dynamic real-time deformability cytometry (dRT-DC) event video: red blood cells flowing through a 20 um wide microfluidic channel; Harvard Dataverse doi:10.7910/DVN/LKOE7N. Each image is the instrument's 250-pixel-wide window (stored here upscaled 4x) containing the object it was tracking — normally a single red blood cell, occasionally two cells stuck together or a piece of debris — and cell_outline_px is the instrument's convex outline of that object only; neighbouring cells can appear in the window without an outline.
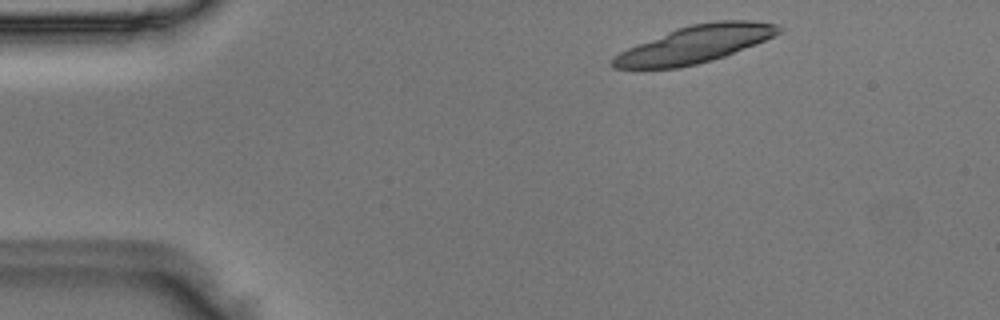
{"species": "Egyptian fruit bat (a non-hibernating species)", "species_latin": "Rousettus aegyptiacus", "temperature_condition": "room temperature", "stored_images_in_passage": 25, "camera_frame_rate_fps": 3000, "um_per_image_px": 0.085, "animal": {"sex": "male"}, "frame": {"image": 1, "passage_image": 1, "time_ms": 0.0, "image_size_px": [1000, 320], "cell_outline_px": [[780, 32], [764, 40], [724, 56], [712, 60], [696, 64], [676, 68], [616, 68], [612, 64], [612, 56], [628, 48], [676, 28], [692, 24], [720, 20], [752, 20], [776, 24], [780, 28]], "centroid_in_image_um": [59.06, 3.76], "position_along_channel_um": 25.9, "area_um2": 35.32}}